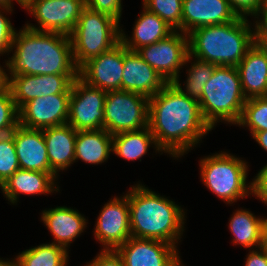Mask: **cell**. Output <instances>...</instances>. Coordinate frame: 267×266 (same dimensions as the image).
<instances>
[{"mask_svg": "<svg viewBox=\"0 0 267 266\" xmlns=\"http://www.w3.org/2000/svg\"><path fill=\"white\" fill-rule=\"evenodd\" d=\"M231 8L240 17H252L263 5V0H228Z\"/></svg>", "mask_w": 267, "mask_h": 266, "instance_id": "38", "label": "cell"}, {"mask_svg": "<svg viewBox=\"0 0 267 266\" xmlns=\"http://www.w3.org/2000/svg\"><path fill=\"white\" fill-rule=\"evenodd\" d=\"M177 248L164 241L130 237L115 251L124 266H172L180 258Z\"/></svg>", "mask_w": 267, "mask_h": 266, "instance_id": "15", "label": "cell"}, {"mask_svg": "<svg viewBox=\"0 0 267 266\" xmlns=\"http://www.w3.org/2000/svg\"><path fill=\"white\" fill-rule=\"evenodd\" d=\"M259 11H267V0H263L262 8Z\"/></svg>", "mask_w": 267, "mask_h": 266, "instance_id": "46", "label": "cell"}, {"mask_svg": "<svg viewBox=\"0 0 267 266\" xmlns=\"http://www.w3.org/2000/svg\"><path fill=\"white\" fill-rule=\"evenodd\" d=\"M93 233L96 241L102 244V250H115L131 237L126 195L114 196L104 204L97 217Z\"/></svg>", "mask_w": 267, "mask_h": 266, "instance_id": "12", "label": "cell"}, {"mask_svg": "<svg viewBox=\"0 0 267 266\" xmlns=\"http://www.w3.org/2000/svg\"><path fill=\"white\" fill-rule=\"evenodd\" d=\"M13 1L14 0H0V6L7 7V8H13ZM18 2V4L23 8V0H15Z\"/></svg>", "mask_w": 267, "mask_h": 266, "instance_id": "43", "label": "cell"}, {"mask_svg": "<svg viewBox=\"0 0 267 266\" xmlns=\"http://www.w3.org/2000/svg\"><path fill=\"white\" fill-rule=\"evenodd\" d=\"M85 266H124L121 257L115 250H102Z\"/></svg>", "mask_w": 267, "mask_h": 266, "instance_id": "40", "label": "cell"}, {"mask_svg": "<svg viewBox=\"0 0 267 266\" xmlns=\"http://www.w3.org/2000/svg\"><path fill=\"white\" fill-rule=\"evenodd\" d=\"M19 266H67L69 252L54 243L26 249L16 255Z\"/></svg>", "mask_w": 267, "mask_h": 266, "instance_id": "27", "label": "cell"}, {"mask_svg": "<svg viewBox=\"0 0 267 266\" xmlns=\"http://www.w3.org/2000/svg\"><path fill=\"white\" fill-rule=\"evenodd\" d=\"M166 84L162 76L137 51H130L124 46L122 90L150 98Z\"/></svg>", "mask_w": 267, "mask_h": 266, "instance_id": "17", "label": "cell"}, {"mask_svg": "<svg viewBox=\"0 0 267 266\" xmlns=\"http://www.w3.org/2000/svg\"><path fill=\"white\" fill-rule=\"evenodd\" d=\"M148 116V97L124 90L107 91L104 129L111 135L148 127Z\"/></svg>", "mask_w": 267, "mask_h": 266, "instance_id": "8", "label": "cell"}, {"mask_svg": "<svg viewBox=\"0 0 267 266\" xmlns=\"http://www.w3.org/2000/svg\"><path fill=\"white\" fill-rule=\"evenodd\" d=\"M0 266H19L17 258L14 257L13 260H9V259H3L0 258Z\"/></svg>", "mask_w": 267, "mask_h": 266, "instance_id": "44", "label": "cell"}, {"mask_svg": "<svg viewBox=\"0 0 267 266\" xmlns=\"http://www.w3.org/2000/svg\"><path fill=\"white\" fill-rule=\"evenodd\" d=\"M142 5L157 14L175 31L182 32L183 0H143Z\"/></svg>", "mask_w": 267, "mask_h": 266, "instance_id": "31", "label": "cell"}, {"mask_svg": "<svg viewBox=\"0 0 267 266\" xmlns=\"http://www.w3.org/2000/svg\"><path fill=\"white\" fill-rule=\"evenodd\" d=\"M107 91L87 85L77 77L71 85L67 124L76 131L104 129Z\"/></svg>", "mask_w": 267, "mask_h": 266, "instance_id": "10", "label": "cell"}, {"mask_svg": "<svg viewBox=\"0 0 267 266\" xmlns=\"http://www.w3.org/2000/svg\"><path fill=\"white\" fill-rule=\"evenodd\" d=\"M50 168L59 176L75 163L77 131L69 124L42 129Z\"/></svg>", "mask_w": 267, "mask_h": 266, "instance_id": "22", "label": "cell"}, {"mask_svg": "<svg viewBox=\"0 0 267 266\" xmlns=\"http://www.w3.org/2000/svg\"><path fill=\"white\" fill-rule=\"evenodd\" d=\"M249 251L244 266H267V244Z\"/></svg>", "mask_w": 267, "mask_h": 266, "instance_id": "41", "label": "cell"}, {"mask_svg": "<svg viewBox=\"0 0 267 266\" xmlns=\"http://www.w3.org/2000/svg\"><path fill=\"white\" fill-rule=\"evenodd\" d=\"M78 75H38L39 97L71 94V85Z\"/></svg>", "mask_w": 267, "mask_h": 266, "instance_id": "34", "label": "cell"}, {"mask_svg": "<svg viewBox=\"0 0 267 266\" xmlns=\"http://www.w3.org/2000/svg\"><path fill=\"white\" fill-rule=\"evenodd\" d=\"M5 84V79H4V68H2L0 64V88Z\"/></svg>", "mask_w": 267, "mask_h": 266, "instance_id": "45", "label": "cell"}, {"mask_svg": "<svg viewBox=\"0 0 267 266\" xmlns=\"http://www.w3.org/2000/svg\"><path fill=\"white\" fill-rule=\"evenodd\" d=\"M128 198L131 237L164 241L177 247L185 228V210L145 185L130 186Z\"/></svg>", "mask_w": 267, "mask_h": 266, "instance_id": "3", "label": "cell"}, {"mask_svg": "<svg viewBox=\"0 0 267 266\" xmlns=\"http://www.w3.org/2000/svg\"><path fill=\"white\" fill-rule=\"evenodd\" d=\"M172 266H185V265H183L181 258H179Z\"/></svg>", "mask_w": 267, "mask_h": 266, "instance_id": "47", "label": "cell"}, {"mask_svg": "<svg viewBox=\"0 0 267 266\" xmlns=\"http://www.w3.org/2000/svg\"><path fill=\"white\" fill-rule=\"evenodd\" d=\"M124 45L119 42L110 50L85 62L78 77L87 85L104 91L122 90Z\"/></svg>", "mask_w": 267, "mask_h": 266, "instance_id": "13", "label": "cell"}, {"mask_svg": "<svg viewBox=\"0 0 267 266\" xmlns=\"http://www.w3.org/2000/svg\"><path fill=\"white\" fill-rule=\"evenodd\" d=\"M148 126L158 148L174 159L193 150L213 130L204 120L199 102L173 82L149 98Z\"/></svg>", "mask_w": 267, "mask_h": 266, "instance_id": "1", "label": "cell"}, {"mask_svg": "<svg viewBox=\"0 0 267 266\" xmlns=\"http://www.w3.org/2000/svg\"><path fill=\"white\" fill-rule=\"evenodd\" d=\"M252 195L267 206V164L252 179Z\"/></svg>", "mask_w": 267, "mask_h": 266, "instance_id": "39", "label": "cell"}, {"mask_svg": "<svg viewBox=\"0 0 267 266\" xmlns=\"http://www.w3.org/2000/svg\"><path fill=\"white\" fill-rule=\"evenodd\" d=\"M13 140L20 169L55 173L49 165L42 130L28 129L18 125L13 131Z\"/></svg>", "mask_w": 267, "mask_h": 266, "instance_id": "18", "label": "cell"}, {"mask_svg": "<svg viewBox=\"0 0 267 266\" xmlns=\"http://www.w3.org/2000/svg\"><path fill=\"white\" fill-rule=\"evenodd\" d=\"M251 25L239 16L232 22L197 28L188 34L189 54L217 66H237L254 44Z\"/></svg>", "mask_w": 267, "mask_h": 266, "instance_id": "4", "label": "cell"}, {"mask_svg": "<svg viewBox=\"0 0 267 266\" xmlns=\"http://www.w3.org/2000/svg\"><path fill=\"white\" fill-rule=\"evenodd\" d=\"M238 17L228 0H183L182 32L188 35L197 28L225 24Z\"/></svg>", "mask_w": 267, "mask_h": 266, "instance_id": "16", "label": "cell"}, {"mask_svg": "<svg viewBox=\"0 0 267 266\" xmlns=\"http://www.w3.org/2000/svg\"><path fill=\"white\" fill-rule=\"evenodd\" d=\"M19 169L13 131L0 135V187Z\"/></svg>", "mask_w": 267, "mask_h": 266, "instance_id": "32", "label": "cell"}, {"mask_svg": "<svg viewBox=\"0 0 267 266\" xmlns=\"http://www.w3.org/2000/svg\"><path fill=\"white\" fill-rule=\"evenodd\" d=\"M19 125V110L9 88L4 84L0 88V135L14 131Z\"/></svg>", "mask_w": 267, "mask_h": 266, "instance_id": "33", "label": "cell"}, {"mask_svg": "<svg viewBox=\"0 0 267 266\" xmlns=\"http://www.w3.org/2000/svg\"><path fill=\"white\" fill-rule=\"evenodd\" d=\"M11 52L4 75H78L69 35L24 25L15 33Z\"/></svg>", "mask_w": 267, "mask_h": 266, "instance_id": "2", "label": "cell"}, {"mask_svg": "<svg viewBox=\"0 0 267 266\" xmlns=\"http://www.w3.org/2000/svg\"><path fill=\"white\" fill-rule=\"evenodd\" d=\"M248 163L228 152H219L200 159L203 185L225 204L252 195V182H248ZM248 182V183H247Z\"/></svg>", "mask_w": 267, "mask_h": 266, "instance_id": "6", "label": "cell"}, {"mask_svg": "<svg viewBox=\"0 0 267 266\" xmlns=\"http://www.w3.org/2000/svg\"><path fill=\"white\" fill-rule=\"evenodd\" d=\"M151 145L155 147V152L163 154L148 126L140 130L113 135L112 153L128 161L139 160L146 155Z\"/></svg>", "mask_w": 267, "mask_h": 266, "instance_id": "26", "label": "cell"}, {"mask_svg": "<svg viewBox=\"0 0 267 266\" xmlns=\"http://www.w3.org/2000/svg\"><path fill=\"white\" fill-rule=\"evenodd\" d=\"M198 102L212 129L218 122L236 125L246 102L237 67L216 66Z\"/></svg>", "mask_w": 267, "mask_h": 266, "instance_id": "5", "label": "cell"}, {"mask_svg": "<svg viewBox=\"0 0 267 266\" xmlns=\"http://www.w3.org/2000/svg\"><path fill=\"white\" fill-rule=\"evenodd\" d=\"M113 135L105 129L77 131L75 144V162L98 165L106 162L112 149Z\"/></svg>", "mask_w": 267, "mask_h": 266, "instance_id": "25", "label": "cell"}, {"mask_svg": "<svg viewBox=\"0 0 267 266\" xmlns=\"http://www.w3.org/2000/svg\"><path fill=\"white\" fill-rule=\"evenodd\" d=\"M232 242L244 248L256 249L266 245L265 218L255 216L250 210L238 208L228 222Z\"/></svg>", "mask_w": 267, "mask_h": 266, "instance_id": "24", "label": "cell"}, {"mask_svg": "<svg viewBox=\"0 0 267 266\" xmlns=\"http://www.w3.org/2000/svg\"><path fill=\"white\" fill-rule=\"evenodd\" d=\"M71 94H55L34 98L19 109V125L42 130L67 124Z\"/></svg>", "mask_w": 267, "mask_h": 266, "instance_id": "14", "label": "cell"}, {"mask_svg": "<svg viewBox=\"0 0 267 266\" xmlns=\"http://www.w3.org/2000/svg\"><path fill=\"white\" fill-rule=\"evenodd\" d=\"M59 176L56 173L17 170L1 187L4 198L13 205L19 201V195H41L58 192Z\"/></svg>", "mask_w": 267, "mask_h": 266, "instance_id": "20", "label": "cell"}, {"mask_svg": "<svg viewBox=\"0 0 267 266\" xmlns=\"http://www.w3.org/2000/svg\"><path fill=\"white\" fill-rule=\"evenodd\" d=\"M266 244H267V218H265Z\"/></svg>", "mask_w": 267, "mask_h": 266, "instance_id": "48", "label": "cell"}, {"mask_svg": "<svg viewBox=\"0 0 267 266\" xmlns=\"http://www.w3.org/2000/svg\"><path fill=\"white\" fill-rule=\"evenodd\" d=\"M190 62H191V67H189V69L186 70V73L188 74H187V79L184 82L185 84V87H183L184 89L181 86L182 83H180V79H175L173 83L189 98L199 101L203 92V88L211 78L214 69L217 65L198 59L196 57L194 58L192 55L188 53L185 59V65L187 66V63Z\"/></svg>", "mask_w": 267, "mask_h": 266, "instance_id": "28", "label": "cell"}, {"mask_svg": "<svg viewBox=\"0 0 267 266\" xmlns=\"http://www.w3.org/2000/svg\"><path fill=\"white\" fill-rule=\"evenodd\" d=\"M137 53L167 82L180 79V70L185 66L189 53L188 35L174 31L165 39L141 47Z\"/></svg>", "mask_w": 267, "mask_h": 266, "instance_id": "11", "label": "cell"}, {"mask_svg": "<svg viewBox=\"0 0 267 266\" xmlns=\"http://www.w3.org/2000/svg\"><path fill=\"white\" fill-rule=\"evenodd\" d=\"M134 22L130 36L120 28V42L130 51H137L141 47L151 45L165 39L175 30L157 14L150 12L143 6L142 12Z\"/></svg>", "mask_w": 267, "mask_h": 266, "instance_id": "23", "label": "cell"}, {"mask_svg": "<svg viewBox=\"0 0 267 266\" xmlns=\"http://www.w3.org/2000/svg\"><path fill=\"white\" fill-rule=\"evenodd\" d=\"M4 79L18 110L39 97L38 75H4Z\"/></svg>", "mask_w": 267, "mask_h": 266, "instance_id": "29", "label": "cell"}, {"mask_svg": "<svg viewBox=\"0 0 267 266\" xmlns=\"http://www.w3.org/2000/svg\"><path fill=\"white\" fill-rule=\"evenodd\" d=\"M41 215V221L54 237L52 243L67 250L70 244L81 236L88 223V220L73 207L57 206L43 210Z\"/></svg>", "mask_w": 267, "mask_h": 266, "instance_id": "19", "label": "cell"}, {"mask_svg": "<svg viewBox=\"0 0 267 266\" xmlns=\"http://www.w3.org/2000/svg\"><path fill=\"white\" fill-rule=\"evenodd\" d=\"M119 24V21L108 14L86 6L82 9L78 22L69 35L74 63L78 69L120 42Z\"/></svg>", "mask_w": 267, "mask_h": 266, "instance_id": "7", "label": "cell"}, {"mask_svg": "<svg viewBox=\"0 0 267 266\" xmlns=\"http://www.w3.org/2000/svg\"><path fill=\"white\" fill-rule=\"evenodd\" d=\"M85 6L97 12L105 13L120 22L122 15V0H84Z\"/></svg>", "mask_w": 267, "mask_h": 266, "instance_id": "36", "label": "cell"}, {"mask_svg": "<svg viewBox=\"0 0 267 266\" xmlns=\"http://www.w3.org/2000/svg\"><path fill=\"white\" fill-rule=\"evenodd\" d=\"M236 125L240 128L249 127L252 135L267 130V96L247 99Z\"/></svg>", "mask_w": 267, "mask_h": 266, "instance_id": "30", "label": "cell"}, {"mask_svg": "<svg viewBox=\"0 0 267 266\" xmlns=\"http://www.w3.org/2000/svg\"><path fill=\"white\" fill-rule=\"evenodd\" d=\"M252 17L256 20L252 24L254 27L253 42L256 45L267 47V11H258Z\"/></svg>", "mask_w": 267, "mask_h": 266, "instance_id": "37", "label": "cell"}, {"mask_svg": "<svg viewBox=\"0 0 267 266\" xmlns=\"http://www.w3.org/2000/svg\"><path fill=\"white\" fill-rule=\"evenodd\" d=\"M12 11L13 8L0 6V56H4V54L7 53V55H9L11 53L16 30L6 15L7 13L12 14Z\"/></svg>", "mask_w": 267, "mask_h": 266, "instance_id": "35", "label": "cell"}, {"mask_svg": "<svg viewBox=\"0 0 267 266\" xmlns=\"http://www.w3.org/2000/svg\"><path fill=\"white\" fill-rule=\"evenodd\" d=\"M251 136L267 152V130L255 132Z\"/></svg>", "mask_w": 267, "mask_h": 266, "instance_id": "42", "label": "cell"}, {"mask_svg": "<svg viewBox=\"0 0 267 266\" xmlns=\"http://www.w3.org/2000/svg\"><path fill=\"white\" fill-rule=\"evenodd\" d=\"M236 67L246 100L267 96V47L253 44Z\"/></svg>", "mask_w": 267, "mask_h": 266, "instance_id": "21", "label": "cell"}, {"mask_svg": "<svg viewBox=\"0 0 267 266\" xmlns=\"http://www.w3.org/2000/svg\"><path fill=\"white\" fill-rule=\"evenodd\" d=\"M84 7V0H24L23 8L36 19L39 27L31 23L25 26L70 35Z\"/></svg>", "mask_w": 267, "mask_h": 266, "instance_id": "9", "label": "cell"}]
</instances>
